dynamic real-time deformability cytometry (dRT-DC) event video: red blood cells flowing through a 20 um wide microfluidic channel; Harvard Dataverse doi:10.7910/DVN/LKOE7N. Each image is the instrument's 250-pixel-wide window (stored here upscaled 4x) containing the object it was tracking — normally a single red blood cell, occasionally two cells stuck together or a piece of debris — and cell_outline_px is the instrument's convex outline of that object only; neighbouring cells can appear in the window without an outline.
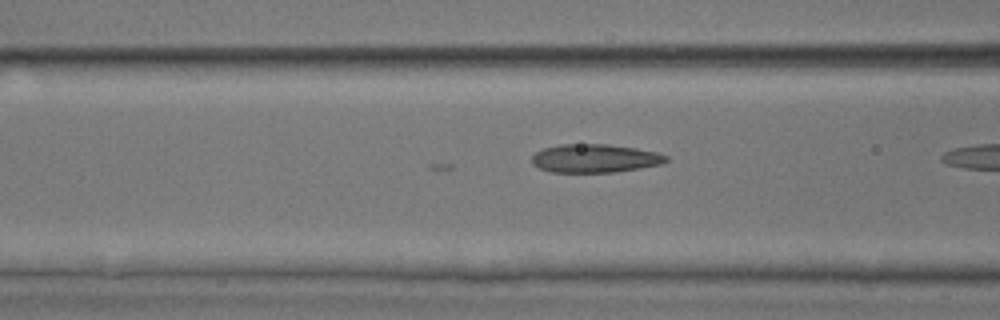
{"species": "common noctule bat (a hibernating species)", "species_latin": "Nyctalus noctula", "temperature_condition": "room temperature", "stored_images_in_passage": 8, "camera_frame_rate_fps": 3000, "um_per_image_px": 0.085, "animal": {"sex": "male", "body_mass_g": 17.9, "forearm_length_mm": 54.2}, "frame": {"image": 1, "passage_image": 4, "time_ms": 1.0, "image_size_px": [1000, 320], "cell_outline_px": [[668, 160], [660, 164], [640, 168], [616, 172], [552, 172], [540, 168], [532, 164], [532, 156], [536, 152], [544, 148], [560, 144], [608, 144], [636, 148], [656, 152], [668, 156]], "centroid_in_image_um": [50.56, 13.46], "position_along_channel_um": 116.0, "area_um2": 22.2}}